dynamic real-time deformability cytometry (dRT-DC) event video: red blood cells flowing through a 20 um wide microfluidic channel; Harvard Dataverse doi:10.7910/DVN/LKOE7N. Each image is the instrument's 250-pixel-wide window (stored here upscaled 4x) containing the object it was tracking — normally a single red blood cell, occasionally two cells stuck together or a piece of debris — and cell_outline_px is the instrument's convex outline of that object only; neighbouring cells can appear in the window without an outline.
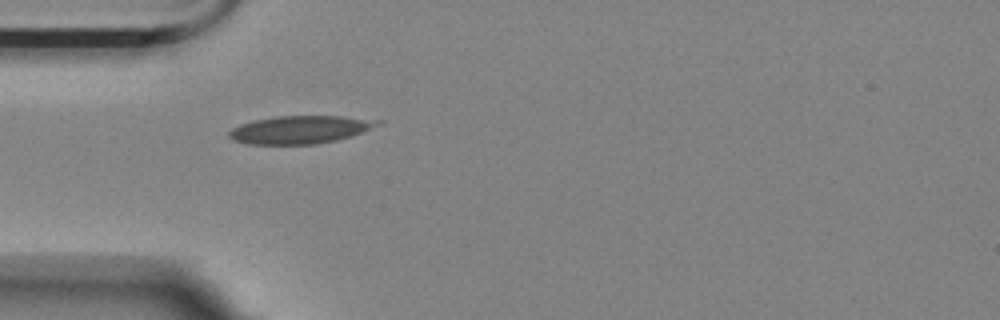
{"species": "Egyptian fruit bat (a non-hibernating species)", "species_latin": "Rousettus aegyptiacus", "temperature_condition": "room temperature", "stored_images_in_passage": 6, "camera_frame_rate_fps": 3000, "um_per_image_px": 0.085, "animal": {"sex": "female"}, "frame": {"image": 1, "passage_image": 1, "time_ms": 0.0, "image_size_px": [1000, 320], "cell_outline_px": [[384, 124], [352, 136], [336, 140], [316, 144], [248, 144], [232, 140], [228, 136], [228, 132], [232, 128], [240, 124], [252, 120], [276, 116], [340, 116], [384, 120]], "centroid_in_image_um": [25.54, 11.01], "position_along_channel_um": 59.5, "area_um2": 24.45}}
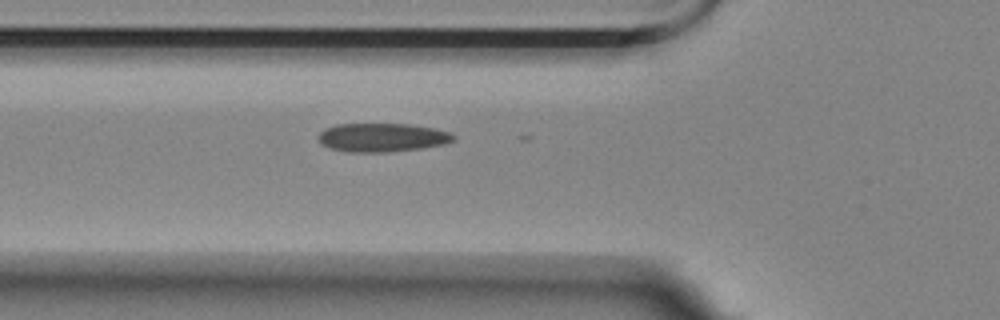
{"frame": {"image": 2, "passage_image": 4, "time_ms": 1.0, "image_size_px": [1000, 320], "cell_outline_px": [[456, 136], [452, 140], [444, 144], [420, 148], [388, 152], [348, 152], [328, 148], [320, 144], [316, 136], [324, 128], [336, 124], [408, 124], [432, 128], [452, 132]], "centroid_in_image_um": [32.42, 11.68], "position_along_channel_um": 93.4, "area_um2": 22.72}}